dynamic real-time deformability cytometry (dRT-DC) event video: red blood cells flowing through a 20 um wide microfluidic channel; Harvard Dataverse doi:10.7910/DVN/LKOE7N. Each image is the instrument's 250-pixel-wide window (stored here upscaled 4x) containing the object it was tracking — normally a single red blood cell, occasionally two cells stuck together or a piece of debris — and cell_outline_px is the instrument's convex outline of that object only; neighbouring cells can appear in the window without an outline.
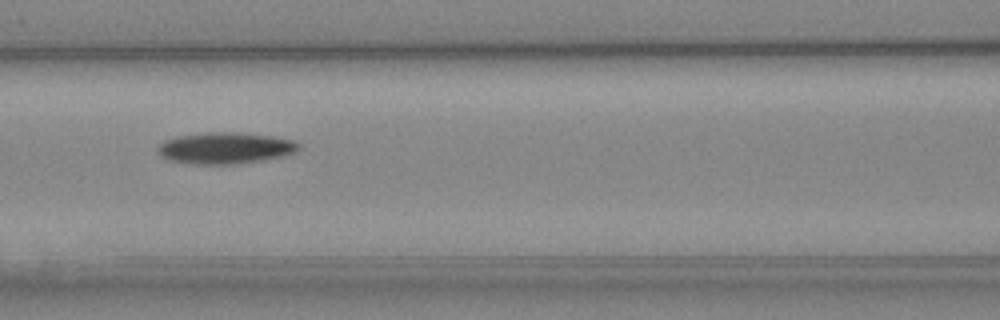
{"species": "Egyptian fruit bat (a non-hibernating species)", "species_latin": "Rousettus aegyptiacus", "temperature_condition": "cold", "stored_images_in_passage": 7, "camera_frame_rate_fps": 3000, "um_per_image_px": 0.085, "animal": {"sex": "female"}, "frame": {"image": 1, "passage_image": 7, "time_ms": 7.0, "image_size_px": [1000, 320], "cell_outline_px": [[300, 148], [296, 152], [284, 156], [264, 160], [240, 164], [196, 164], [168, 160], [156, 148], [164, 140], [176, 136], [208, 132], [236, 132], [272, 136], [292, 140], [300, 144]], "centroid_in_image_um": [19.18, 12.58], "position_along_channel_um": 147.4, "area_um2": 25.89}}